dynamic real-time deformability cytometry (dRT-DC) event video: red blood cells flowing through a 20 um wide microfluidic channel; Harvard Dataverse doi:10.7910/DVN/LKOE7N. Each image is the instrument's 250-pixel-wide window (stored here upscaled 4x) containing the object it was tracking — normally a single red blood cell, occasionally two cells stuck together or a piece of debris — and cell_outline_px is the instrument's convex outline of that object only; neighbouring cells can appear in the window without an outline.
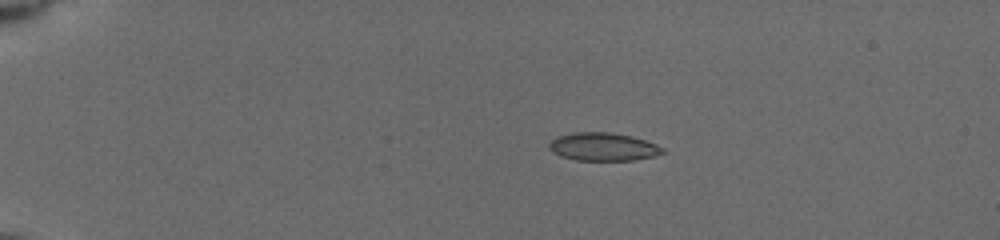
{"species": "common noctule bat (a hibernating species)", "species_latin": "Nyctalus noctula", "temperature_condition": "cold", "stored_images_in_passage": 19, "camera_frame_rate_fps": 3000, "um_per_image_px": 0.085, "animal": {"sex": "female", "body_mass_g": 19.5, "forearm_length_mm": 54.1}, "frame": {"image": 1, "passage_image": 1, "time_ms": 0.0, "image_size_px": [1000, 240], "cell_outline_px": [[664, 152], [652, 156], [632, 160], [576, 160], [560, 156], [552, 152], [548, 148], [548, 144], [556, 136], [572, 132], [612, 132], [632, 136], [656, 144], [664, 148]], "centroid_in_image_um": [51.21, 12.46], "position_along_channel_um": 33.8, "area_um2": 18.61}}
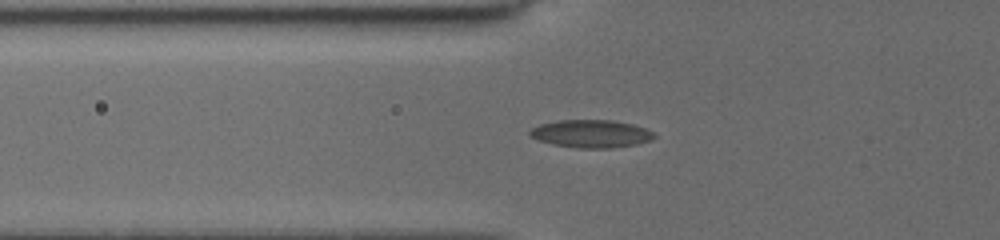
{"frame": {"image": 2, "passage_image": 14, "time_ms": 3.0, "image_size_px": [1000, 240], "cell_outline_px": [[656, 136], [652, 140], [636, 144], [612, 148], [580, 148], [552, 144], [528, 136], [528, 132], [532, 128], [540, 124], [556, 120], [612, 120], [632, 124], [644, 128], [652, 132]], "centroid_in_image_um": [50.22, 11.36], "position_along_channel_um": 75.6, "area_um2": 20.11}}
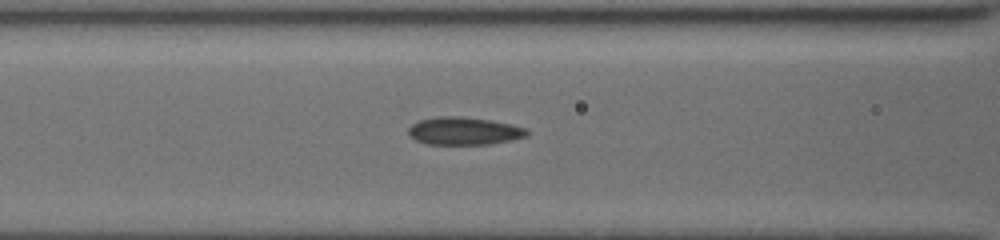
{"frame": {"image": 3, "passage_image": 18, "time_ms": 4.333, "image_size_px": [1000, 240], "cell_outline_px": [[528, 136], [512, 140], [488, 144], [428, 144], [416, 140], [408, 132], [408, 128], [412, 124], [420, 120], [436, 116], [464, 116], [512, 124], [524, 128], [528, 132]], "centroid_in_image_um": [39.44, 11.13], "position_along_channel_um": 127.2, "area_um2": 19.07}}